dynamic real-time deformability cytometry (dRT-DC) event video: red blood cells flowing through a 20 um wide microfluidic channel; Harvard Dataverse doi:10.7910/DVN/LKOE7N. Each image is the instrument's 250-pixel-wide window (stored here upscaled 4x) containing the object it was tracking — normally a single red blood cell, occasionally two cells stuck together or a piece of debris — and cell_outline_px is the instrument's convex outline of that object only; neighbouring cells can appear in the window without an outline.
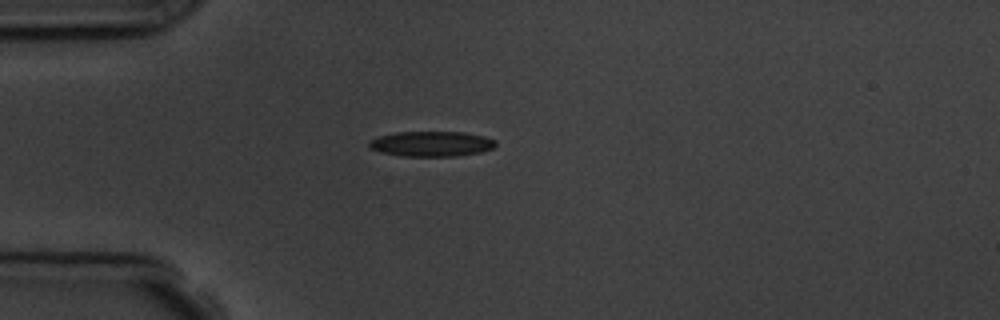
{"species": "common noctule bat (a hibernating species)", "species_latin": "Nyctalus noctula", "temperature_condition": "room temperature", "stored_images_in_passage": 1, "camera_frame_rate_fps": 3000, "um_per_image_px": 0.085, "animal": {"sex": "male", "body_mass_g": 19.5, "forearm_length_mm": 54.6}, "frame": {"image": 1, "passage_image": 1, "time_ms": 0.0, "image_size_px": [1000, 320], "cell_outline_px": [[496, 144], [492, 148], [480, 152], [456, 156], [400, 156], [380, 152], [368, 148], [368, 144], [372, 140], [380, 136], [396, 132], [464, 132], [484, 136], [496, 140]], "centroid_in_image_um": [36.67, 12.23], "position_along_channel_um": 48.3, "area_um2": 18.55}}